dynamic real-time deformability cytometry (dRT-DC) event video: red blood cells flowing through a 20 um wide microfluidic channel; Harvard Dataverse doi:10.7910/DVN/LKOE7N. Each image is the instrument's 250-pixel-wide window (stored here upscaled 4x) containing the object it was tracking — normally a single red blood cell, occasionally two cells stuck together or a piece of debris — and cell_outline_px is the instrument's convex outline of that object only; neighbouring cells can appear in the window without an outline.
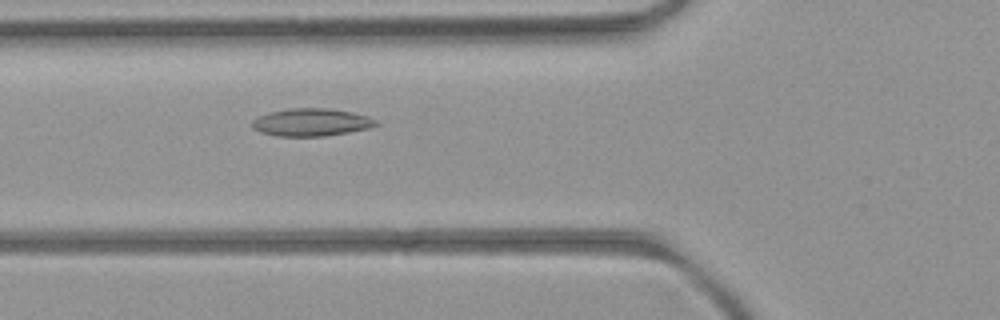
{"species": "common noctule bat (a hibernating species)", "species_latin": "Nyctalus noctula", "temperature_condition": "room temperature", "stored_images_in_passage": 16, "camera_frame_rate_fps": 3000, "um_per_image_px": 0.085, "animal": {"sex": "female", "body_mass_g": 21.9}, "frame": {"image": 1, "passage_image": 3, "time_ms": 0.667, "image_size_px": [1000, 320], "cell_outline_px": [[380, 124], [368, 128], [348, 132], [324, 136], [276, 136], [260, 132], [252, 128], [252, 120], [268, 112], [292, 108], [328, 108], [352, 112], [368, 116], [376, 120]], "centroid_in_image_um": [26.45, 10.39], "position_along_channel_um": 99.3, "area_um2": 19.94}}
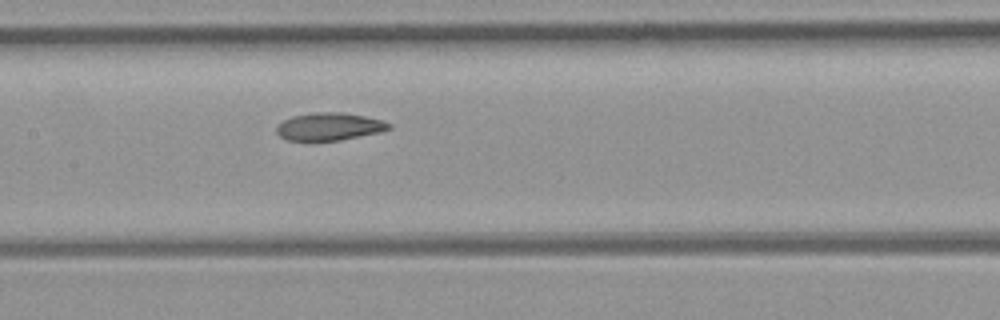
{"frame": {"image": 2, "passage_image": 9, "time_ms": 2.667, "image_size_px": [1000, 320], "cell_outline_px": [[392, 128], [380, 132], [340, 140], [312, 144], [288, 140], [280, 136], [276, 132], [276, 124], [292, 116], [320, 112], [344, 112], [364, 116], [380, 120], [392, 124]], "centroid_in_image_um": [27.93, 10.8], "position_along_channel_um": 179.5, "area_um2": 18.73}}
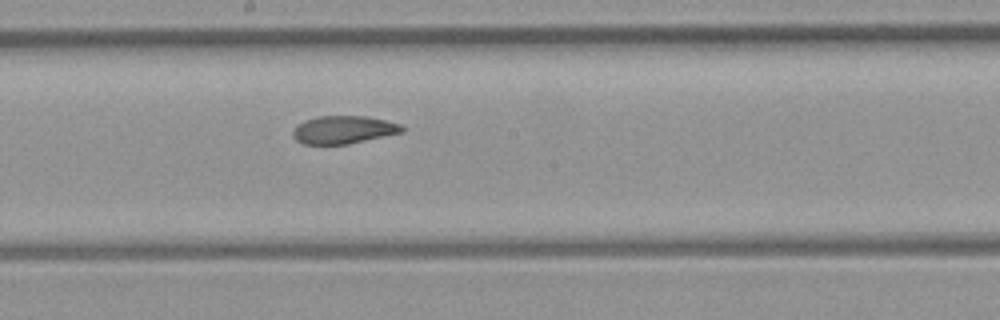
{"frame": {"image": 3, "passage_image": 12, "time_ms": 3.667, "image_size_px": [1000, 320], "cell_outline_px": [[404, 132], [348, 144], [304, 144], [296, 140], [292, 136], [292, 132], [296, 124], [304, 120], [316, 116], [368, 116], [400, 124], [404, 128]], "centroid_in_image_um": [29.17, 11.02], "position_along_channel_um": 219.0, "area_um2": 17.86}}